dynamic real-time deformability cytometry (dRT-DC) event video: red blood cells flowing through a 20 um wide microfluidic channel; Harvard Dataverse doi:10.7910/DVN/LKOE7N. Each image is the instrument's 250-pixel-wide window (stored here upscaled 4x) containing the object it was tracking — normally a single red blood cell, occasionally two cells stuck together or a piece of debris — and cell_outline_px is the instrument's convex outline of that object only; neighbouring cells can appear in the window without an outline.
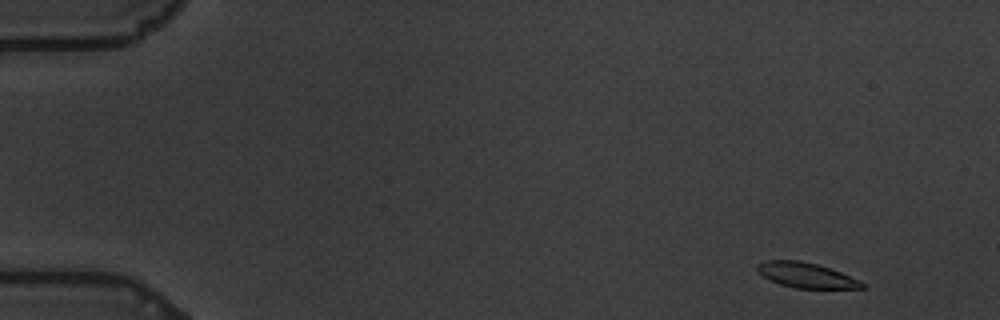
{"species": "common noctule bat (a hibernating species)", "species_latin": "Nyctalus noctula", "temperature_condition": "warm", "stored_images_in_passage": 56, "camera_frame_rate_fps": 3000, "um_per_image_px": 0.085, "animal": {"sex": "male", "body_mass_g": 19.5, "forearm_length_mm": 54.6}, "frame": {"image": 1, "passage_image": 2, "time_ms": 0.333, "image_size_px": [1000, 320], "cell_outline_px": [[864, 288], [796, 288], [780, 284], [764, 276], [756, 268], [756, 264], [764, 260], [800, 260], [816, 264], [840, 272], [860, 280], [864, 284]], "centroid_in_image_um": [68.51, 23.38], "position_along_channel_um": 16.5, "area_um2": 15.09}}
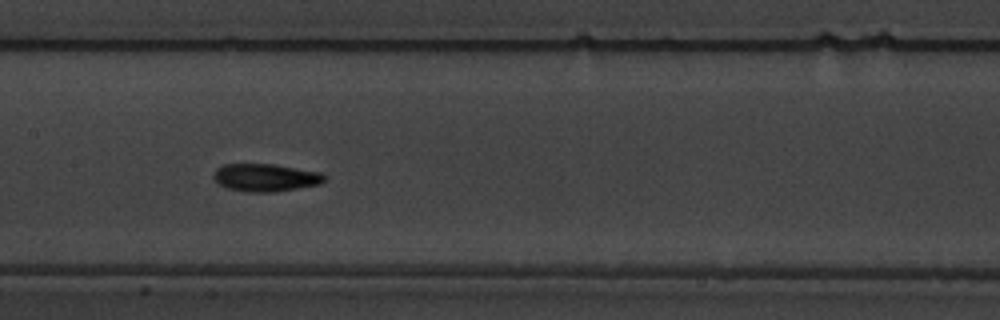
{"frame": {"image": 2, "passage_image": 27, "time_ms": 8.667, "image_size_px": [1000, 320], "cell_outline_px": [[324, 180], [320, 184], [276, 192], [248, 192], [228, 188], [220, 184], [212, 176], [216, 168], [224, 164], [272, 164], [320, 172], [324, 176]], "centroid_in_image_um": [22.55, 15.09], "position_along_channel_um": 184.9, "area_um2": 17.74}}
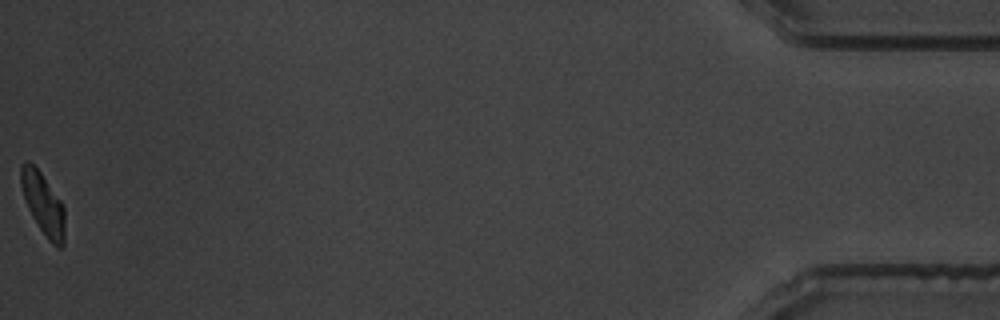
{"frame": {"image": 3, "passage_image": 56, "time_ms": 18.333, "image_size_px": [1000, 320], "cell_outline_px": [[64, 244], [60, 248], [56, 248], [48, 240], [32, 216], [28, 208], [20, 184], [20, 164], [24, 160], [28, 160], [40, 172], [60, 200], [64, 208]], "centroid_in_image_um": [3.65, 17.32], "position_along_channel_um": 431.6, "area_um2": 15.72}, "authors_computed_cell_mechanics": {"area_um2": 16.7331, "velocity_mm_per_s": 3.4906, "shape_relaxation_time_tau1_ms": 3.1281, "shape_relaxation_time_tau2_ms": 2.5174, "deformation_change_tau1": 0.1197, "deformation_change_tau2": 0.0894}}